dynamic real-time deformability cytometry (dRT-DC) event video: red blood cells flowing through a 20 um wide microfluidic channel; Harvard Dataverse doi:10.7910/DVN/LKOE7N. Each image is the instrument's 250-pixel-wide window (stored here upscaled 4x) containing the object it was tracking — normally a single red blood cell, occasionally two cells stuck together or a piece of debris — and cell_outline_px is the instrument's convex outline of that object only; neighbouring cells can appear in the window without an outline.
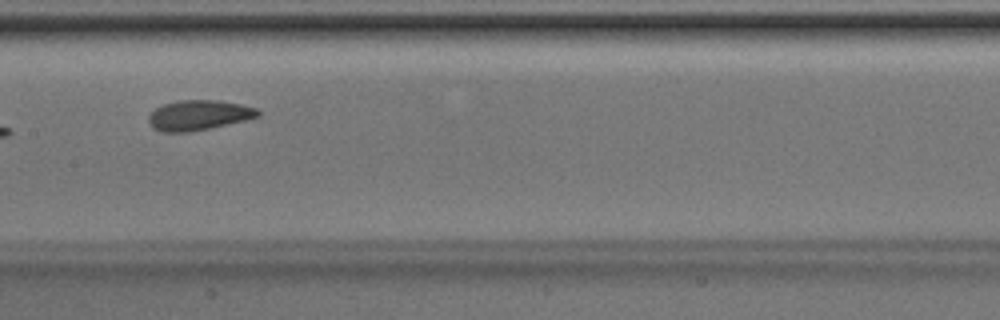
{"species": "Egyptian fruit bat (a non-hibernating species)", "species_latin": "Rousettus aegyptiacus", "temperature_condition": "room temperature", "stored_images_in_passage": 8, "camera_frame_rate_fps": 3000, "um_per_image_px": 0.085, "animal": {"sex": "male"}, "frame": {"image": 1, "passage_image": 7, "time_ms": 2.0, "image_size_px": [1000, 320], "cell_outline_px": [[260, 116], [244, 120], [208, 128], [188, 132], [160, 132], [152, 128], [148, 120], [148, 116], [156, 108], [164, 104], [180, 100], [220, 100], [240, 104], [256, 108], [260, 112]], "centroid_in_image_um": [16.86, 9.79], "position_along_channel_um": 190.5, "area_um2": 19.02}}